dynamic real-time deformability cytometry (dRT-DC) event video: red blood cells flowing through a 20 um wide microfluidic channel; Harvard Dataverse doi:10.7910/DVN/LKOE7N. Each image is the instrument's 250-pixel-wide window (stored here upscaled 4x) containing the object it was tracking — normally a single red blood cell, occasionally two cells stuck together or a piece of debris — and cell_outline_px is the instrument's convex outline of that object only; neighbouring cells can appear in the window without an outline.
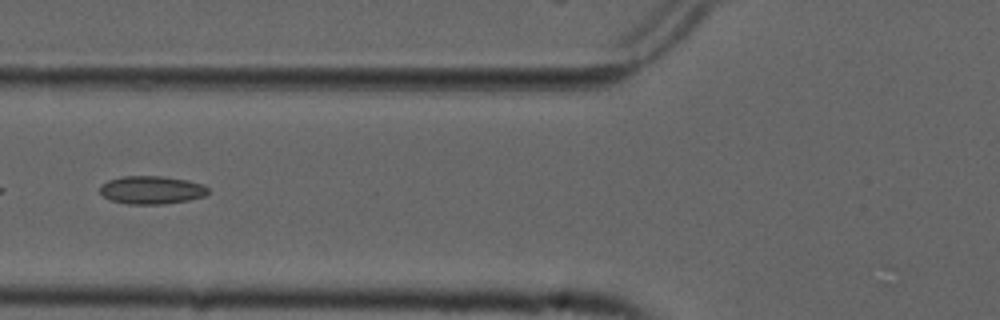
{"species": "common noctule bat (a hibernating species)", "species_latin": "Nyctalus noctula", "temperature_condition": "cold", "stored_images_in_passage": 29, "camera_frame_rate_fps": 3000, "um_per_image_px": 0.085, "animal": {"sex": "male", "forearm_length_mm": 52.5}, "frame": {"image": 1, "passage_image": 21, "time_ms": 6.667, "image_size_px": [1000, 320], "cell_outline_px": [[208, 192], [204, 196], [188, 200], [164, 204], [128, 204], [112, 200], [104, 196], [100, 192], [100, 188], [108, 180], [120, 176], [164, 176], [188, 180], [200, 184], [208, 188]], "centroid_in_image_um": [12.88, 16.14], "position_along_channel_um": 112.9, "area_um2": 17.57}}